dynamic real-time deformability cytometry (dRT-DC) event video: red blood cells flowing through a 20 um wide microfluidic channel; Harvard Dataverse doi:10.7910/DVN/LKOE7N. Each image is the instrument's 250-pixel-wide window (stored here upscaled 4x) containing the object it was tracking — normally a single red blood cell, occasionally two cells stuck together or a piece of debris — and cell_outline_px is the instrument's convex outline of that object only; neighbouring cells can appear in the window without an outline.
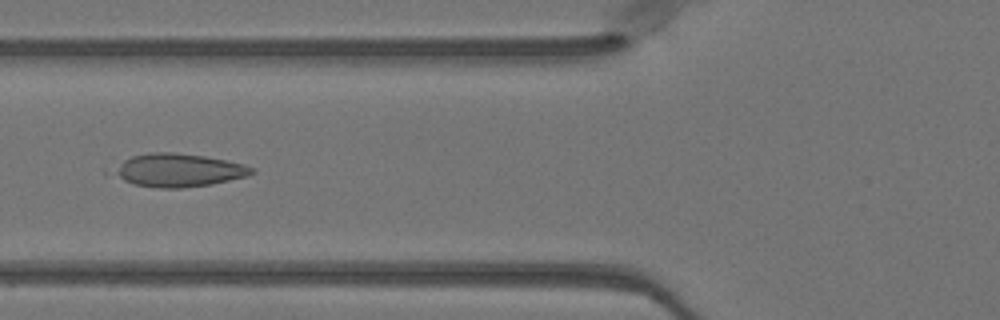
{"species": "Egyptian fruit bat (a non-hibernating species)", "species_latin": "Rousettus aegyptiacus", "temperature_condition": "warm", "stored_images_in_passage": 39, "camera_frame_rate_fps": 3000, "um_per_image_px": 0.085, "animal": {"sex": "female"}, "frame": {"image": 1, "passage_image": 9, "time_ms": 2.667, "image_size_px": [1000, 320], "cell_outline_px": [[256, 172], [248, 176], [212, 184], [180, 188], [160, 188], [132, 184], [124, 180], [112, 172], [124, 160], [132, 156], [148, 152], [176, 152], [204, 156], [244, 164], [256, 168]], "centroid_in_image_um": [15.22, 14.46], "position_along_channel_um": 110.6, "area_um2": 26.59}}
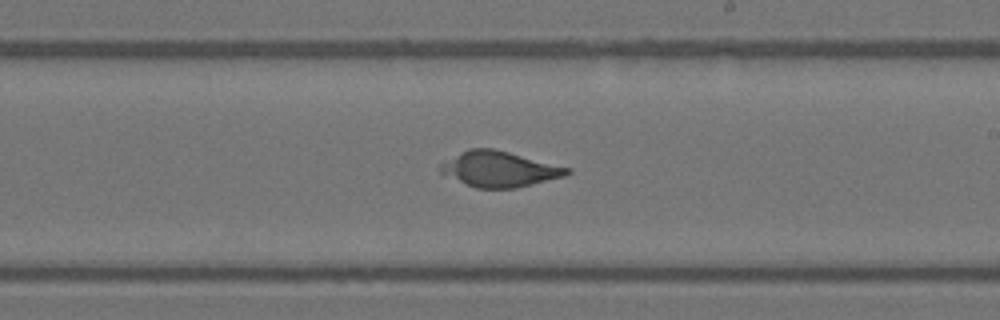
{"frame": {"image": 2, "passage_image": 19, "time_ms": 6.0, "image_size_px": [1000, 320], "cell_outline_px": [[572, 172], [564, 176], [516, 188], [476, 188], [440, 172], [440, 164], [468, 148], [492, 148], [572, 168]], "centroid_in_image_um": [42.48, 14.37], "position_along_channel_um": 246.5, "area_um2": 25.78}}
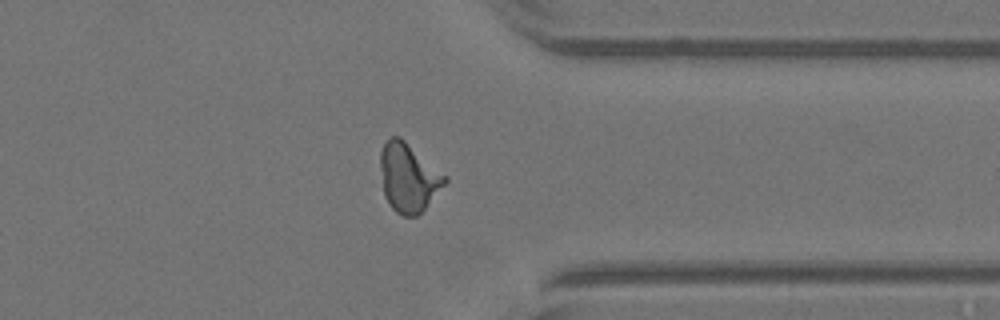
{"frame": {"image": 3, "passage_image": 29, "time_ms": 9.333, "image_size_px": [1000, 320], "cell_outline_px": [[448, 180], [424, 208], [416, 216], [404, 216], [396, 212], [392, 208], [384, 196], [380, 164], [380, 152], [384, 144], [392, 136], [400, 136], [448, 176]], "centroid_in_image_um": [34.72, 15.07], "position_along_channel_um": 376.7, "area_um2": 25.61}}